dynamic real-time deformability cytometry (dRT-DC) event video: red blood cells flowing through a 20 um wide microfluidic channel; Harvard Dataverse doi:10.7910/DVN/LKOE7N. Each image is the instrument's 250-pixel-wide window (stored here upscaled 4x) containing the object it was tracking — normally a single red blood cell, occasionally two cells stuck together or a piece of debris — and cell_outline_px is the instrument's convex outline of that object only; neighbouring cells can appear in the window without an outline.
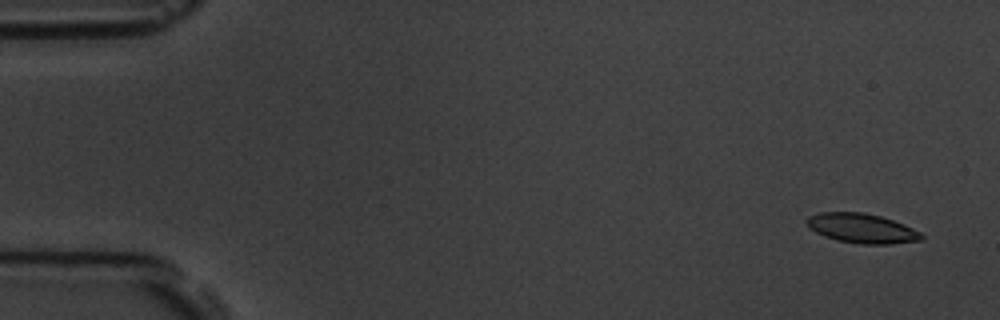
{"species": "common noctule bat (a hibernating species)", "species_latin": "Nyctalus noctula", "temperature_condition": "room temperature", "stored_images_in_passage": 4, "camera_frame_rate_fps": 3000, "um_per_image_px": 0.085, "animal": {"sex": "male", "body_mass_g": 19.5, "forearm_length_mm": 54.6}, "frame": {"image": 1, "passage_image": 1, "time_ms": 0.0, "image_size_px": [1000, 320], "cell_outline_px": [[924, 236], [920, 240], [892, 244], [860, 244], [836, 240], [824, 236], [816, 232], [808, 224], [808, 216], [820, 212], [864, 212], [880, 216], [904, 224], [920, 232]], "centroid_in_image_um": [73.27, 19.41], "position_along_channel_um": 11.7, "area_um2": 19.59}}
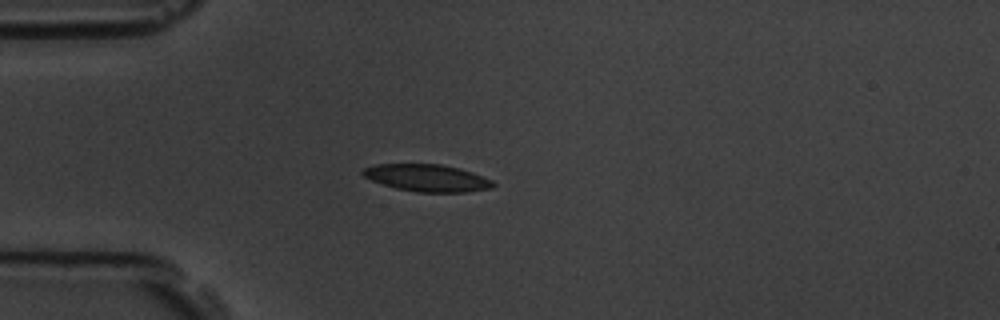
{"frame": {"image": 2, "passage_image": 4, "time_ms": 4.0, "image_size_px": [1000, 320], "cell_outline_px": [[496, 184], [492, 188], [468, 192], [416, 192], [396, 188], [372, 180], [364, 176], [360, 172], [364, 168], [376, 164], [440, 164], [460, 168], [472, 172], [492, 180]], "centroid_in_image_um": [36.33, 15.12], "position_along_channel_um": 48.7, "area_um2": 20.58}}